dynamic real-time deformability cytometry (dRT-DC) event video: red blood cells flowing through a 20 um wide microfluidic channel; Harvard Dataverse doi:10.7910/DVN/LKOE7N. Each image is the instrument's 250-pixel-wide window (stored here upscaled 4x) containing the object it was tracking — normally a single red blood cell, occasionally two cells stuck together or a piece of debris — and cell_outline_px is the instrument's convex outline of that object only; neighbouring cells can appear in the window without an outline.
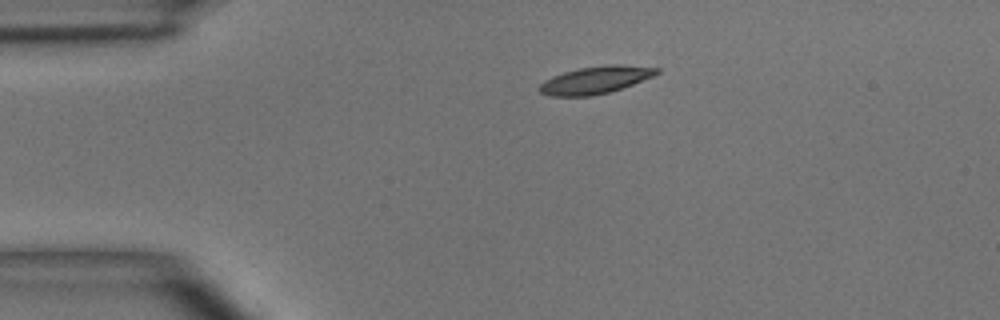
{"species": "common noctule bat (a hibernating species)", "species_latin": "Nyctalus noctula", "temperature_condition": "room temperature", "stored_images_in_passage": 3, "camera_frame_rate_fps": 3000, "um_per_image_px": 0.085, "animal": {"sex": "male", "body_mass_g": 15.6}, "frame": {"image": 1, "passage_image": 3, "time_ms": 2.333, "image_size_px": [1000, 320], "cell_outline_px": [[660, 72], [652, 76], [632, 84], [608, 92], [592, 96], [552, 96], [540, 92], [536, 88], [544, 80], [552, 76], [564, 72], [580, 68], [608, 64], [620, 64], [660, 68]], "centroid_in_image_um": [50.58, 6.79], "position_along_channel_um": 34.4, "area_um2": 18.61}}